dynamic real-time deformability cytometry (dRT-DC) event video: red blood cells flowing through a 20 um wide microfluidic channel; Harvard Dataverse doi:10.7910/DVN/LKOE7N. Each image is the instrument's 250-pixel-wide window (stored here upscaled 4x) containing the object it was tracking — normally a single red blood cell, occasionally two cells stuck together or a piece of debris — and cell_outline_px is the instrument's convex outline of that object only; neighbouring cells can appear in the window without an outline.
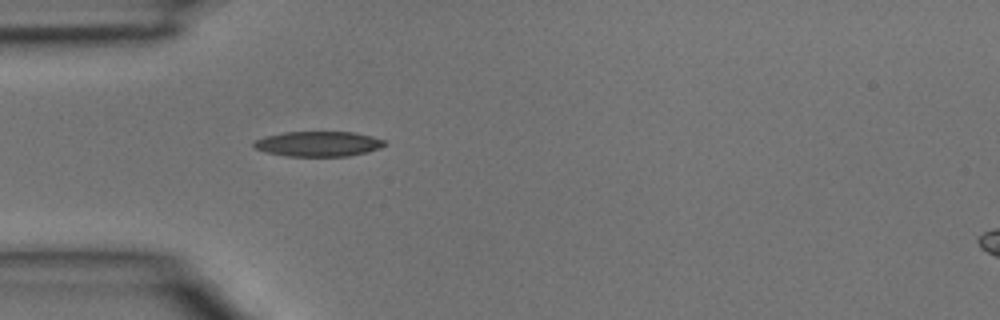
{"species": "common noctule bat (a hibernating species)", "species_latin": "Nyctalus noctula", "temperature_condition": "room temperature", "stored_images_in_passage": 2, "camera_frame_rate_fps": 3000, "um_per_image_px": 0.085, "animal": {"sex": "male", "body_mass_g": 15.6}, "frame": {"image": 1, "passage_image": 1, "time_ms": 0.0, "image_size_px": [1000, 320], "cell_outline_px": [[388, 144], [380, 148], [368, 152], [348, 156], [288, 156], [268, 152], [256, 148], [252, 144], [256, 140], [264, 136], [284, 132], [352, 132], [372, 136], [384, 140]], "centroid_in_image_um": [27.1, 12.22], "position_along_channel_um": 57.9, "area_um2": 19.07}}